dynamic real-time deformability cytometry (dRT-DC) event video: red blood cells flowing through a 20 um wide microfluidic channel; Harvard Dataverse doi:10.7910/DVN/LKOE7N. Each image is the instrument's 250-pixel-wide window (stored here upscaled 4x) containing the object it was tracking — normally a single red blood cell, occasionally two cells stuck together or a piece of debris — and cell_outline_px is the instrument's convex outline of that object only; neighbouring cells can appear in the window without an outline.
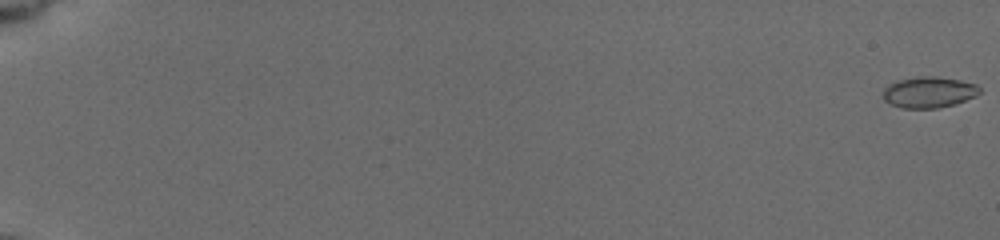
{"species": "common noctule bat (a hibernating species)", "species_latin": "Nyctalus noctula", "temperature_condition": "cold", "stored_images_in_passage": 48, "camera_frame_rate_fps": 3000, "um_per_image_px": 0.085, "animal": {"sex": "female", "body_mass_g": 19.5, "forearm_length_mm": 54.1}, "frame": {"image": 1, "passage_image": 1, "time_ms": 0.0, "image_size_px": [1000, 240], "cell_outline_px": [[980, 92], [976, 96], [952, 104], [936, 108], [904, 108], [892, 104], [884, 100], [884, 88], [888, 84], [900, 80], [920, 76], [936, 76], [960, 80], [976, 84], [980, 88]], "centroid_in_image_um": [78.96, 7.83], "position_along_channel_um": 6.0, "area_um2": 17.22}}
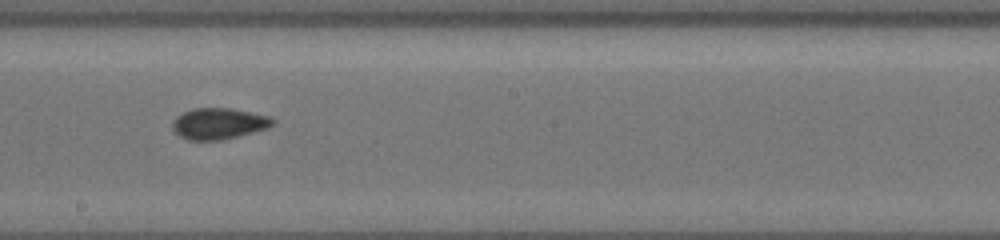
{"frame": {"image": 2, "passage_image": 27, "time_ms": 11.667, "image_size_px": [1000, 240], "cell_outline_px": [[276, 120], [268, 128], [220, 140], [188, 140], [180, 136], [172, 128], [172, 120], [176, 116], [192, 108], [232, 108], [268, 116]], "centroid_in_image_um": [18.56, 10.49], "position_along_channel_um": 229.6, "area_um2": 18.09}}
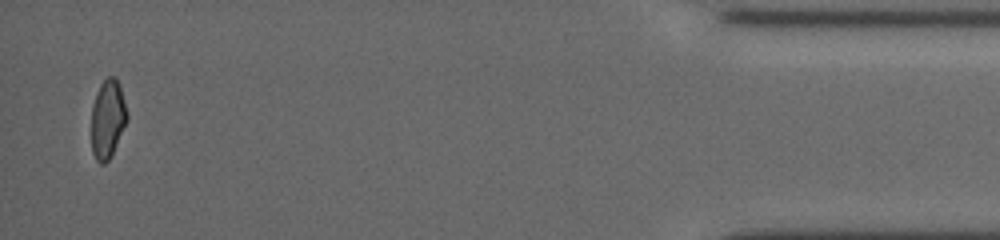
{"frame": {"image": 3, "passage_image": 48, "time_ms": 18.667, "image_size_px": [1000, 240], "cell_outline_px": [[128, 120], [108, 160], [104, 164], [100, 164], [96, 160], [92, 152], [92, 104], [96, 92], [100, 84], [108, 76], [116, 76], [120, 84], [128, 112]], "centroid_in_image_um": [9.16, 10.06], "position_along_channel_um": 426.0, "area_um2": 16.47}, "authors_computed_cell_mechanics": {"area_um2": 17.3978, "velocity_mm_per_s": 3.7671, "shape_relaxation_time_tau1_ms": null, "shape_relaxation_time_tau2_ms": 1.4246, "deformation_change_tau1": null, "deformation_change_tau2": 0.0366}}